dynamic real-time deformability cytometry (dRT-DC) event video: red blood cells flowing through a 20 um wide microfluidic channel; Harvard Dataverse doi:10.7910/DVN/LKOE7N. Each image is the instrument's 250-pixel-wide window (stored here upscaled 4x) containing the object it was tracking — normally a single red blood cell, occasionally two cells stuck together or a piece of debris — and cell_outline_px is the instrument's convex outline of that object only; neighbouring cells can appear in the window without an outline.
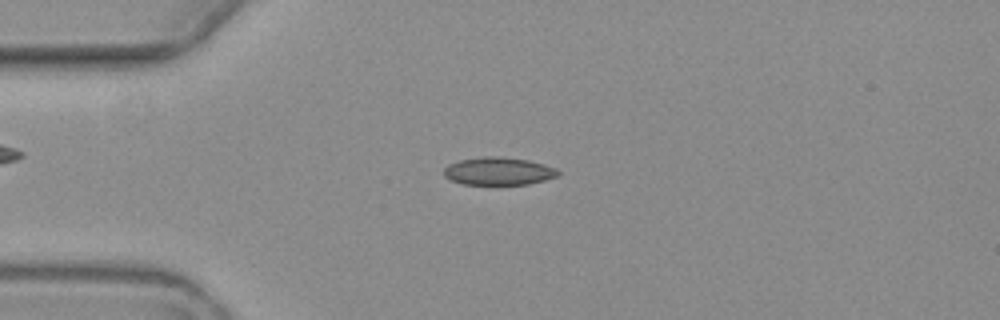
{"species": "common noctule bat (a hibernating species)", "species_latin": "Nyctalus noctula", "temperature_condition": "warm", "stored_images_in_passage": 11, "camera_frame_rate_fps": 3000, "um_per_image_px": 0.085, "animal": {"sex": "female", "body_mass_g": 19.3, "forearm_length_mm": 54.1}, "frame": {"image": 1, "passage_image": 5, "time_ms": 5.667, "image_size_px": [1000, 320], "cell_outline_px": [[560, 172], [556, 176], [544, 180], [528, 184], [464, 184], [452, 180], [444, 176], [444, 168], [448, 164], [460, 160], [484, 156], [500, 156], [528, 160], [544, 164], [556, 168]], "centroid_in_image_um": [42.37, 14.54], "position_along_channel_um": 42.6, "area_um2": 18.38}}
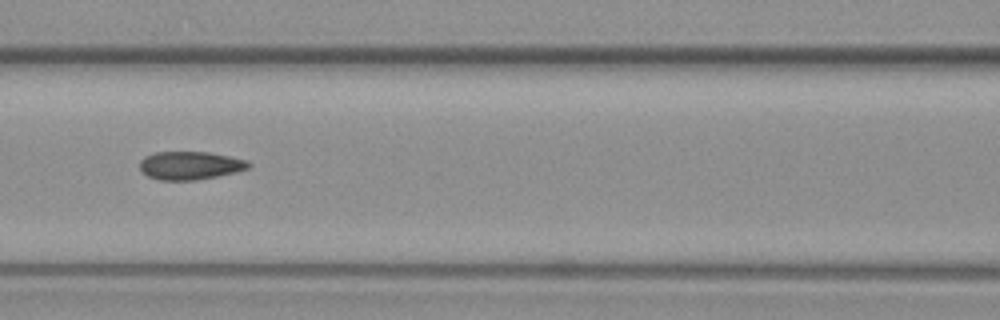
{"frame": {"image": 2, "passage_image": 8, "time_ms": 9.333, "image_size_px": [1000, 320], "cell_outline_px": [[252, 164], [248, 168], [236, 172], [196, 180], [160, 180], [148, 176], [140, 172], [140, 160], [144, 156], [156, 152], [208, 152], [248, 160]], "centroid_in_image_um": [16.14, 14.06], "position_along_channel_um": 150.5, "area_um2": 17.92}}
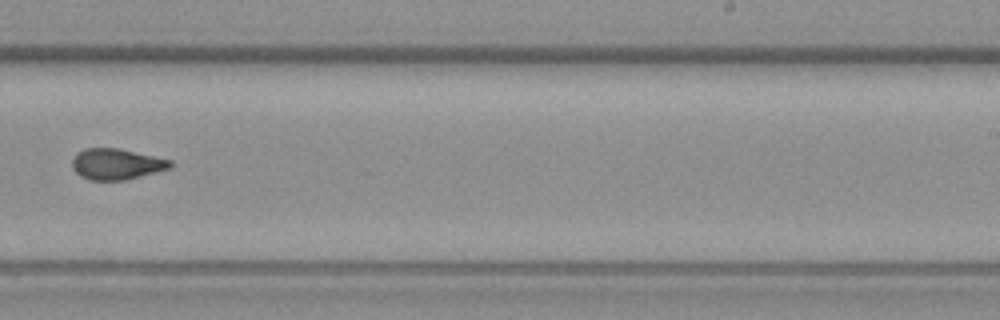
{"frame": {"image": 3, "passage_image": 11, "time_ms": 13.0, "image_size_px": [1000, 320], "cell_outline_px": [[172, 168], [124, 180], [88, 180], [80, 176], [72, 168], [72, 156], [76, 152], [84, 148], [116, 148], [172, 160]], "centroid_in_image_um": [9.86, 13.94], "position_along_channel_um": 279.1, "area_um2": 17.74}}